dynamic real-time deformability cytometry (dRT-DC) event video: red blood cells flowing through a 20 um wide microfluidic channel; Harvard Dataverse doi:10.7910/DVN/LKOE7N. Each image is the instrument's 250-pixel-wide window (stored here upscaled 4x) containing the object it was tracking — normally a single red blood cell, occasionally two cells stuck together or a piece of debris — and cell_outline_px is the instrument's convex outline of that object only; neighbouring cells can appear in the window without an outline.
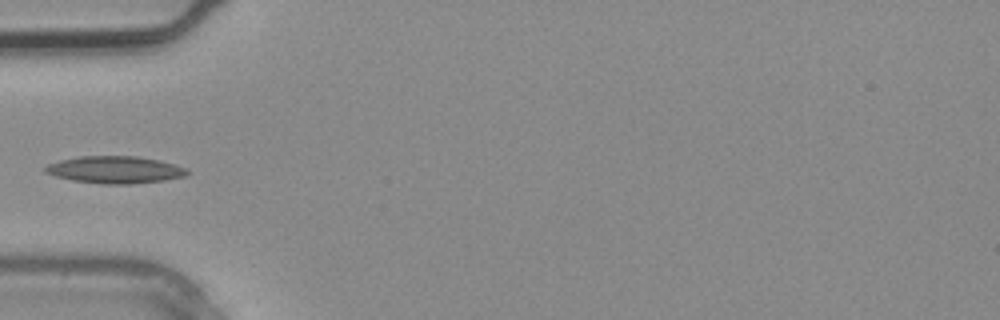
{"species": "common noctule bat (a hibernating species)", "species_latin": "Nyctalus noctula", "temperature_condition": "warm", "stored_images_in_passage": 1, "camera_frame_rate_fps": 3000, "um_per_image_px": 0.085, "animal": {"sex": "male", "body_mass_g": 20.4}, "frame": {"image": 1, "passage_image": 1, "time_ms": 0.0, "image_size_px": [1000, 320], "cell_outline_px": [[188, 172], [184, 176], [164, 180], [132, 184], [104, 184], [72, 180], [56, 176], [44, 172], [44, 168], [48, 164], [60, 160], [80, 156], [136, 156], [160, 160], [176, 164], [188, 168]], "centroid_in_image_um": [9.79, 14.42], "position_along_channel_um": 75.2, "area_um2": 22.48}}